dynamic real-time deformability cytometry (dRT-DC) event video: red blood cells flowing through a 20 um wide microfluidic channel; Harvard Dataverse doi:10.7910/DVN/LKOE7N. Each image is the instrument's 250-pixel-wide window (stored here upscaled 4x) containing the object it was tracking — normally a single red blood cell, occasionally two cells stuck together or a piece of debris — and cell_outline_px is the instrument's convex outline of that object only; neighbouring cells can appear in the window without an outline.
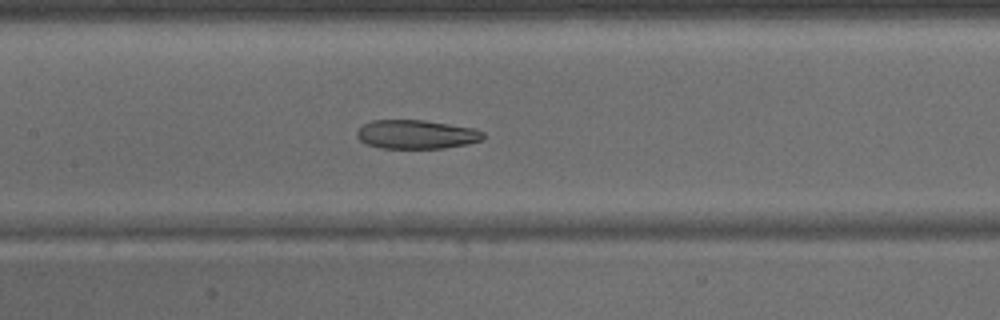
{"species": "common noctule bat (a hibernating species)", "species_latin": "Nyctalus noctula", "temperature_condition": "warm", "stored_images_in_passage": 43, "camera_frame_rate_fps": 3000, "um_per_image_px": 0.085, "animal": {"sex": "male", "body_mass_g": 15.6}, "frame": {"image": 1, "passage_image": 20, "time_ms": 6.333, "image_size_px": [1000, 320], "cell_outline_px": [[484, 140], [468, 144], [444, 148], [380, 148], [368, 144], [360, 140], [356, 136], [356, 132], [364, 124], [372, 120], [424, 120], [472, 128], [484, 132]], "centroid_in_image_um": [35.4, 11.43], "position_along_channel_um": 172.0, "area_um2": 21.21}}
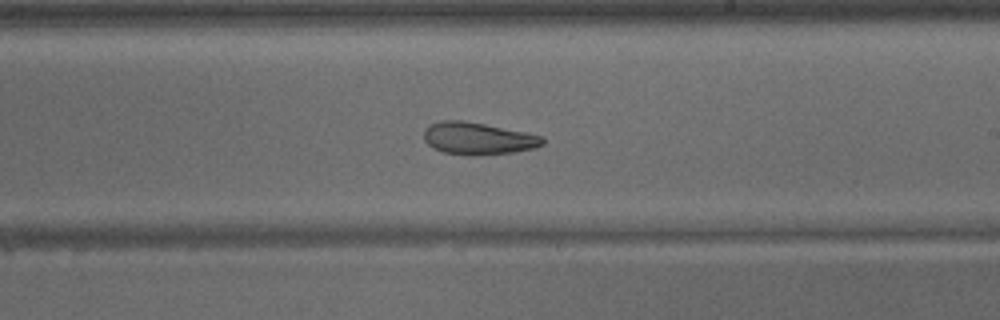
{"frame": {"image": 2, "passage_image": 25, "time_ms": 8.0, "image_size_px": [1000, 320], "cell_outline_px": [[544, 144], [536, 148], [516, 152], [476, 156], [468, 156], [444, 152], [432, 148], [424, 140], [424, 128], [440, 120], [464, 120], [544, 136]], "centroid_in_image_um": [40.63, 11.78], "position_along_channel_um": 248.4, "area_um2": 22.54}}
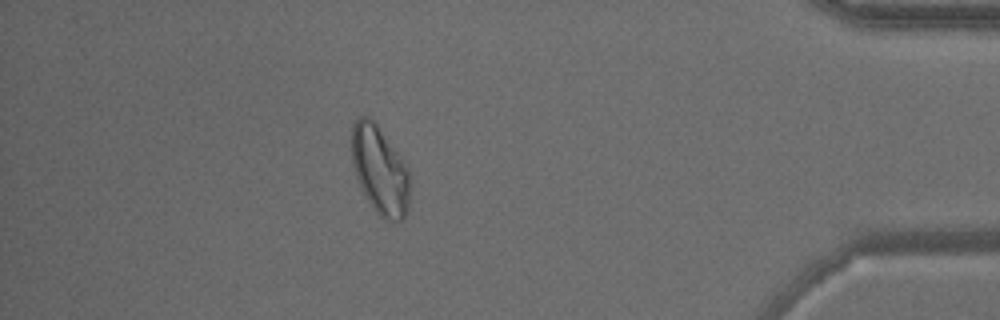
{"frame": {"image": 3, "passage_image": 38, "time_ms": 12.333, "image_size_px": [1000, 320], "cell_outline_px": [[412, 180], [408, 208], [404, 216], [400, 220], [388, 220], [380, 216], [376, 212], [368, 200], [356, 176], [352, 164], [352, 124], [360, 116], [368, 116], [376, 124], [396, 152], [404, 164]], "centroid_in_image_um": [32.29, 14.49], "position_along_channel_um": 402.9, "area_um2": 29.42}}